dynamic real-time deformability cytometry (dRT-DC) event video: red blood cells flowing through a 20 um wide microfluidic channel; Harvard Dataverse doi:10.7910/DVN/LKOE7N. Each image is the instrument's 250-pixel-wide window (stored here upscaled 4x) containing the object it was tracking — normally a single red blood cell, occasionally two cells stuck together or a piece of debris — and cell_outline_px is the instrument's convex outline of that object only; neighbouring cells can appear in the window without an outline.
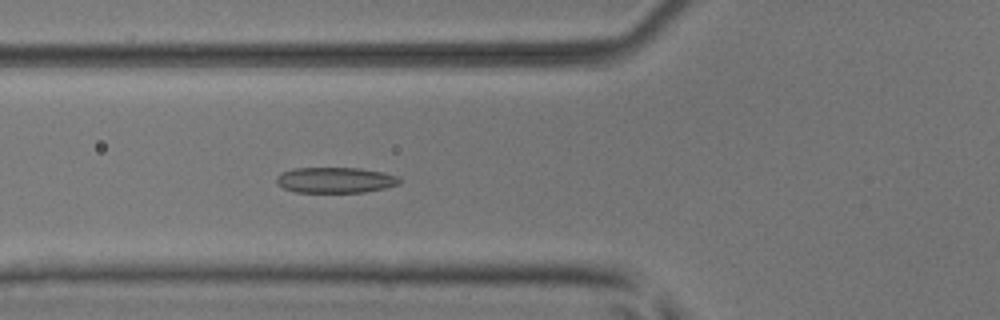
{"species": "common noctule bat (a hibernating species)", "species_latin": "Nyctalus noctula", "temperature_condition": "room temperature", "stored_images_in_passage": 41, "camera_frame_rate_fps": 3000, "um_per_image_px": 0.085, "animal": {"sex": "male", "body_mass_g": 17.9, "forearm_length_mm": 54.2}, "frame": {"image": 1, "passage_image": 9, "time_ms": 2.667, "image_size_px": [1000, 320], "cell_outline_px": [[400, 184], [384, 188], [364, 192], [296, 192], [284, 188], [276, 184], [276, 176], [280, 172], [292, 168], [360, 168], [384, 172], [396, 176], [400, 180]], "centroid_in_image_um": [28.46, 15.3], "position_along_channel_um": 97.3, "area_um2": 18.5}}
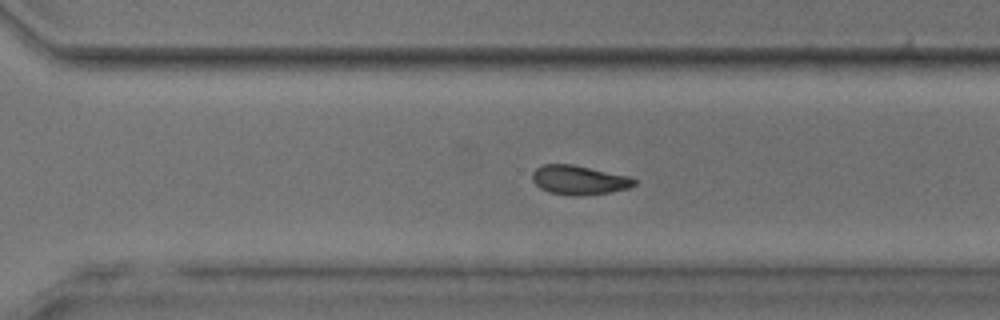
{"frame": {"image": 2, "passage_image": 26, "time_ms": 8.333, "image_size_px": [1000, 320], "cell_outline_px": [[636, 184], [628, 188], [608, 192], [580, 196], [572, 196], [548, 192], [540, 188], [532, 180], [532, 172], [536, 168], [544, 164], [572, 164], [628, 176], [636, 180]], "centroid_in_image_um": [49.18, 15.3], "position_along_channel_um": 321.4, "area_um2": 17.28}}
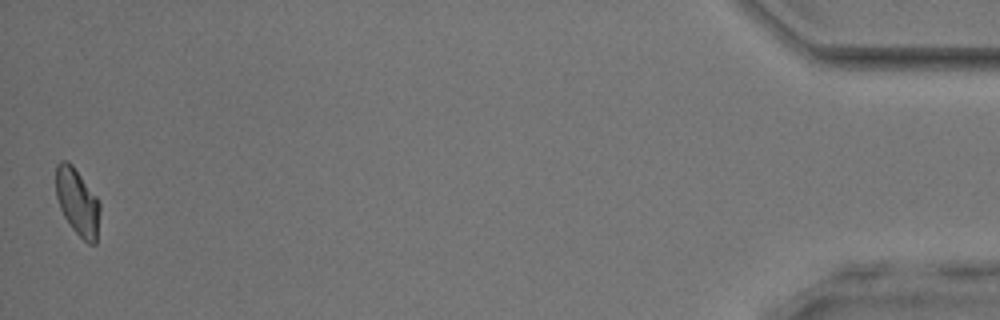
{"frame": {"image": 3, "passage_image": 41, "time_ms": 13.333, "image_size_px": [1000, 320], "cell_outline_px": [[100, 212], [96, 244], [88, 244], [72, 228], [64, 216], [60, 208], [56, 196], [56, 164], [60, 160], [68, 160], [72, 164], [100, 200]], "centroid_in_image_um": [6.59, 17.15], "position_along_channel_um": 428.6, "area_um2": 17.34}, "authors_computed_cell_mechanics": {"area_um2": 17.5712, "velocity_mm_per_s": 3.9597, "shape_relaxation_time_tau1_ms": 7.2313, "shape_relaxation_time_tau2_ms": 3.0471, "deformation_change_tau1": 0.1596, "deformation_change_tau2": 0.0883}}